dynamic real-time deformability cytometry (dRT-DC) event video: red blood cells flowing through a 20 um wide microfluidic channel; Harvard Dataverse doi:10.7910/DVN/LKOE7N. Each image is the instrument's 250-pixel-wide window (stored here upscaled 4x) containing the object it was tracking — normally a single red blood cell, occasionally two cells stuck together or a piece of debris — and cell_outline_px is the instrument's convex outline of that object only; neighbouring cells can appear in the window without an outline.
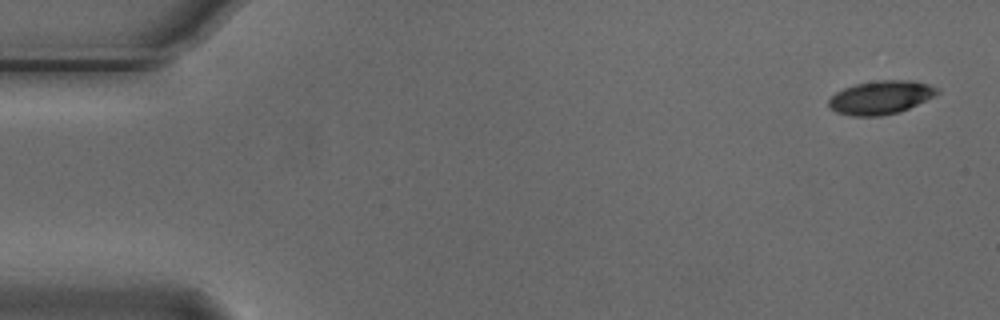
{"species": "Egyptian fruit bat (a non-hibernating species)", "species_latin": "Rousettus aegyptiacus", "temperature_condition": "cold", "stored_images_in_passage": 3, "camera_frame_rate_fps": 3000, "um_per_image_px": 0.085, "animal": {"sex": "male"}, "frame": {"image": 1, "passage_image": 1, "time_ms": 0.0, "image_size_px": [1000, 320], "cell_outline_px": [[940, 92], [900, 112], [880, 116], [852, 116], [836, 112], [828, 104], [828, 100], [836, 92], [844, 88], [856, 84], [876, 80], [916, 80], [940, 88]], "centroid_in_image_um": [74.86, 8.27], "position_along_channel_um": 10.1, "area_um2": 21.1}}